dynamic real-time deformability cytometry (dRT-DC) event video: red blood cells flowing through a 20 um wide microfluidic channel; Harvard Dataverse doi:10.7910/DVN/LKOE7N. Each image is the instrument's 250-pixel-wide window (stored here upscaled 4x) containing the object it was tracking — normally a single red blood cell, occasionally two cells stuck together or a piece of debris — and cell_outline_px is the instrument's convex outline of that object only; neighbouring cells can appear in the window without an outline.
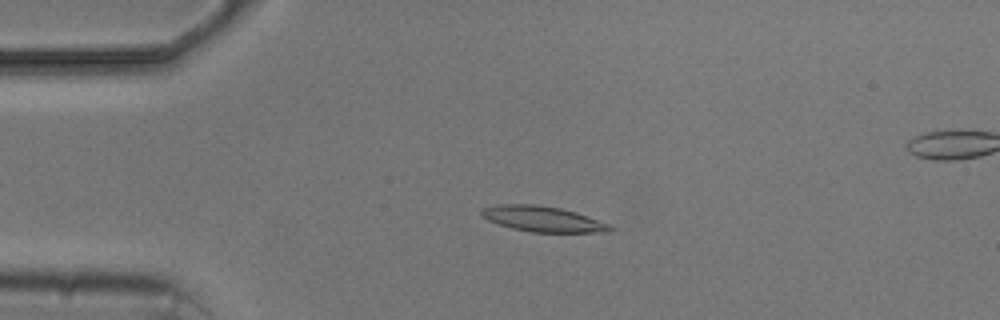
{"species": "common noctule bat (a hibernating species)", "species_latin": "Nyctalus noctula", "temperature_condition": "cold", "stored_images_in_passage": 4, "camera_frame_rate_fps": 3000, "um_per_image_px": 0.085, "animal": {"sex": "male", "body_mass_g": 20.5, "forearm_length_mm": 52.5}, "frame": {"image": 1, "passage_image": 2, "time_ms": 1.333, "image_size_px": [1000, 320], "cell_outline_px": [[616, 228], [608, 232], [532, 232], [512, 228], [488, 220], [480, 212], [484, 208], [500, 204], [536, 204], [560, 208], [576, 212], [612, 224]], "centroid_in_image_um": [46.22, 18.61], "position_along_channel_um": 38.8, "area_um2": 19.07}}
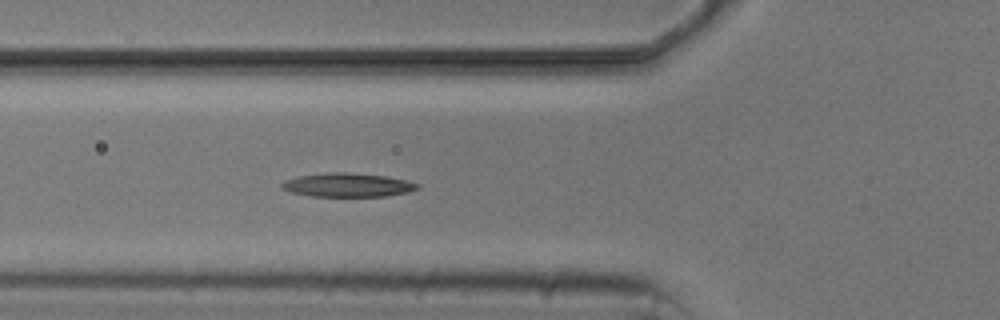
{"frame": {"image": 2, "passage_image": 4, "time_ms": 3.667, "image_size_px": [1000, 320], "cell_outline_px": [[420, 188], [408, 192], [384, 196], [312, 196], [292, 192], [280, 188], [280, 184], [284, 180], [300, 176], [324, 172], [348, 172], [384, 176], [404, 180], [420, 184]], "centroid_in_image_um": [29.52, 15.72], "position_along_channel_um": 96.3, "area_um2": 18.73}}